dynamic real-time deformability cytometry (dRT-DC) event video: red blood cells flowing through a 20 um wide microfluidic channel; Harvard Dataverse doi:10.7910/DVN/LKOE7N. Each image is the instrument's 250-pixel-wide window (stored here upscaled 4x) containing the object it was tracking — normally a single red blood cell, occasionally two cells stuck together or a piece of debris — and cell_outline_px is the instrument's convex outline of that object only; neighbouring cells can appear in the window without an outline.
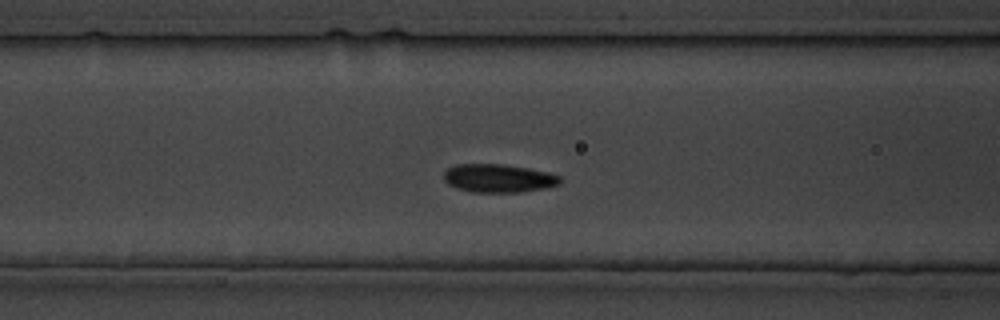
{"species": "common noctule bat (a hibernating species)", "species_latin": "Nyctalus noctula", "temperature_condition": "cold", "stored_images_in_passage": 14, "camera_frame_rate_fps": 3000, "um_per_image_px": 0.085, "animal": {"sex": "male", "body_mass_g": 19.5, "forearm_length_mm": 54.6}, "frame": {"image": 1, "passage_image": 12, "time_ms": 13.667, "image_size_px": [1000, 320], "cell_outline_px": [[560, 184], [544, 188], [516, 192], [472, 192], [456, 188], [448, 184], [444, 180], [444, 172], [448, 168], [456, 164], [504, 164], [528, 168], [548, 172], [560, 176]], "centroid_in_image_um": [42.34, 15.14], "position_along_channel_um": 124.3, "area_um2": 19.13}}